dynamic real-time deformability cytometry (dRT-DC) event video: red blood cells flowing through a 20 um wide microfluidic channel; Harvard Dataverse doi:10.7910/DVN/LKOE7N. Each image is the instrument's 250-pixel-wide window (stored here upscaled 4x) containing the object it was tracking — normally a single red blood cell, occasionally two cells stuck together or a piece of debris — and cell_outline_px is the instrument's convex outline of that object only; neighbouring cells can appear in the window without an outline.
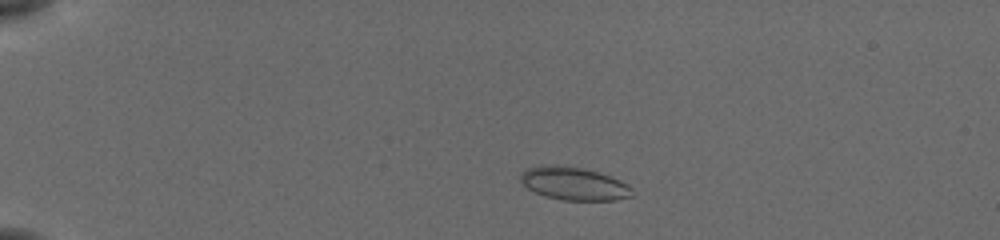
{"species": "common noctule bat (a hibernating species)", "species_latin": "Nyctalus noctula", "temperature_condition": "cold", "stored_images_in_passage": 49, "camera_frame_rate_fps": 3000, "um_per_image_px": 0.085, "animal": {"sex": "female", "body_mass_g": 19.5, "forearm_length_mm": 54.1}, "frame": {"image": 1, "passage_image": 7, "time_ms": 2.0, "image_size_px": [1000, 240], "cell_outline_px": [[632, 196], [616, 200], [560, 200], [544, 196], [528, 188], [520, 180], [520, 176], [528, 168], [580, 168], [596, 172], [620, 180], [628, 184], [632, 188]], "centroid_in_image_um": [48.86, 15.68], "position_along_channel_um": 36.1, "area_um2": 20.4}}
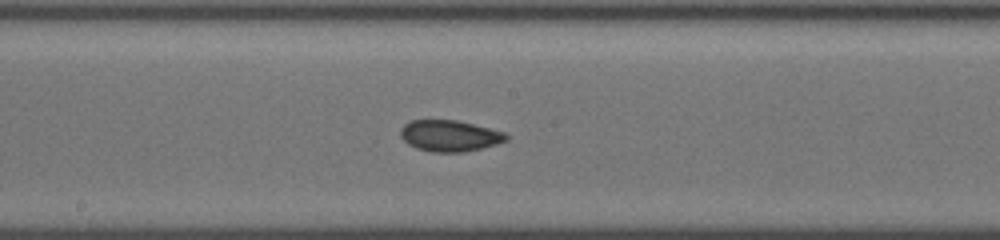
{"frame": {"image": 2, "passage_image": 26, "time_ms": 8.333, "image_size_px": [1000, 240], "cell_outline_px": [[508, 140], [496, 144], [464, 152], [432, 152], [416, 148], [408, 144], [400, 136], [400, 128], [404, 124], [412, 120], [456, 120], [504, 132], [508, 136]], "centroid_in_image_um": [38.19, 11.54], "position_along_channel_um": 210.0, "area_um2": 19.13}}
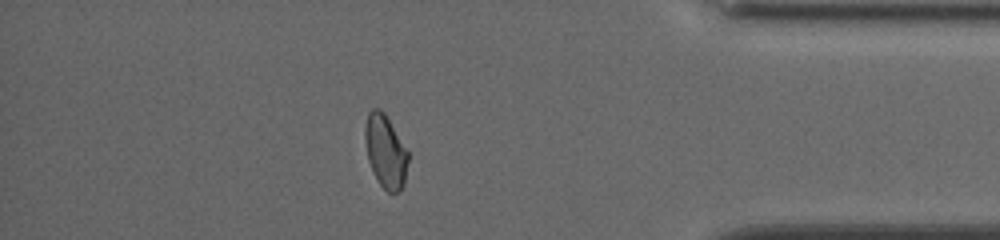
{"frame": {"image": 3, "passage_image": 43, "time_ms": 14.0, "image_size_px": [1000, 240], "cell_outline_px": [[408, 160], [404, 184], [400, 192], [388, 192], [376, 180], [368, 160], [364, 136], [364, 128], [368, 112], [372, 108], [380, 108], [384, 112], [408, 152]], "centroid_in_image_um": [32.75, 12.87], "position_along_channel_um": 402.5, "area_um2": 18.32}, "authors_computed_cell_mechanics": {"area_um2": 19.3052, "velocity_mm_per_s": 3.8327, "shape_relaxation_time_tau1_ms": 5.6376, "shape_relaxation_time_tau2_ms": 1.0456, "deformation_change_tau1": 0.1199, "deformation_change_tau2": 0.045}}